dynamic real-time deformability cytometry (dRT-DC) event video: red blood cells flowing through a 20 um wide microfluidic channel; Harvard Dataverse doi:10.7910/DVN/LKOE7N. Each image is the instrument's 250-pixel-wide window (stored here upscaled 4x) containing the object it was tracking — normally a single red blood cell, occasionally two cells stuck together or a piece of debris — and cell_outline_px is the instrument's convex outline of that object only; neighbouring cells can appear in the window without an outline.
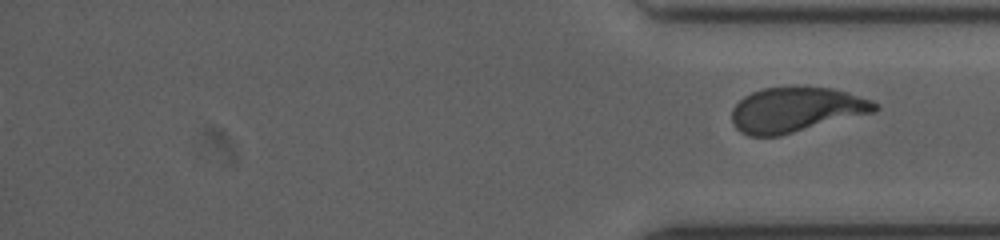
{"species": "human", "species_latin": "Homo sapiens", "temperature_condition": "cold", "stored_images_in_passage": 47, "segment_of_instrument_passage": [2, 2], "camera_frame_rate_fps": 3000, "um_per_image_px": 0.085, "donor": {"sex": "female"}, "frame": {"image": 1, "passage_image": 47, "time_ms": 17.667, "image_size_px": [1000, 240], "cell_outline_px": [[880, 108], [876, 112], [780, 136], [752, 136], [740, 132], [732, 124], [732, 108], [744, 96], [752, 92], [764, 88], [800, 84], [832, 88], [848, 92], [872, 100], [880, 104]], "centroid_in_image_um": [67.7, 9.29], "position_along_channel_um": 367.5, "area_um2": 38.44}}